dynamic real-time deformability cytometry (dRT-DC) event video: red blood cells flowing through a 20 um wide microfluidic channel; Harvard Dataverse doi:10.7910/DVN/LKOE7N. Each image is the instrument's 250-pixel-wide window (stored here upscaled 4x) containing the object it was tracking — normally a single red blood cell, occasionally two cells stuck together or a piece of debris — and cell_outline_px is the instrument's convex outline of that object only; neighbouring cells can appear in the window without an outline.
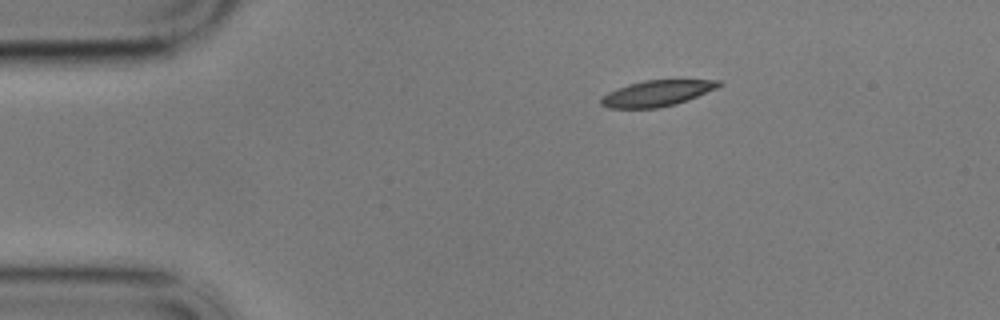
{"species": "common noctule bat (a hibernating species)", "species_latin": "Nyctalus noctula", "temperature_condition": "cold", "stored_images_in_passage": 7, "camera_frame_rate_fps": 3000, "um_per_image_px": 0.085, "animal": {"sex": "male", "body_mass_g": 17.9}, "frame": {"image": 1, "passage_image": 1, "time_ms": 0.0, "image_size_px": [1000, 320], "cell_outline_px": [[724, 84], [716, 88], [688, 100], [676, 104], [656, 108], [608, 108], [600, 104], [600, 96], [608, 92], [628, 84], [644, 80], [720, 80]], "centroid_in_image_um": [55.81, 7.93], "position_along_channel_um": 29.2, "area_um2": 17.8}}